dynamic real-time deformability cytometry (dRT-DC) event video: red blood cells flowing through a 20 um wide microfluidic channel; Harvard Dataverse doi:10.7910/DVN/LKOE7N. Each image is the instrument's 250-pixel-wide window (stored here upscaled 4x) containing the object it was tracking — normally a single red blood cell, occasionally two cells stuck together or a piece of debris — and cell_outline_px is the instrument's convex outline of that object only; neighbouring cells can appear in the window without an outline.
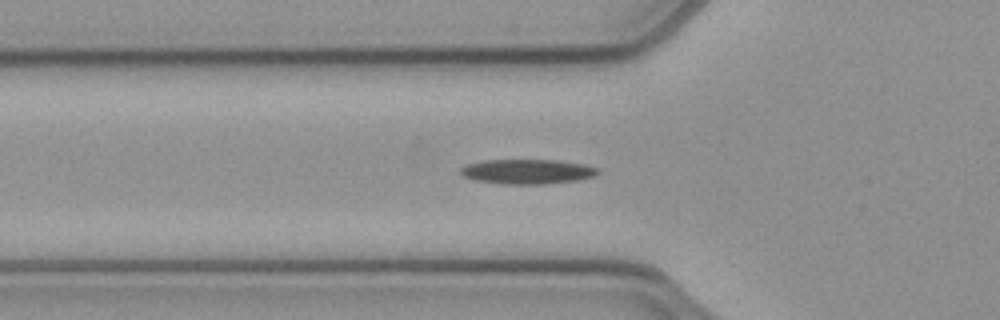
{"species": "common noctule bat (a hibernating species)", "species_latin": "Nyctalus noctula", "temperature_condition": "cold", "stored_images_in_passage": 44, "camera_frame_rate_fps": 3000, "um_per_image_px": 0.085, "animal": {"sex": "female", "body_mass_g": 21.9}, "frame": {"image": 1, "passage_image": 14, "time_ms": 4.333, "image_size_px": [1000, 320], "cell_outline_px": [[600, 172], [596, 176], [580, 180], [544, 184], [504, 184], [476, 180], [464, 176], [460, 172], [460, 168], [468, 164], [484, 160], [560, 160], [584, 164], [600, 168]], "centroid_in_image_um": [44.9, 14.58], "position_along_channel_um": 80.9, "area_um2": 19.94}}
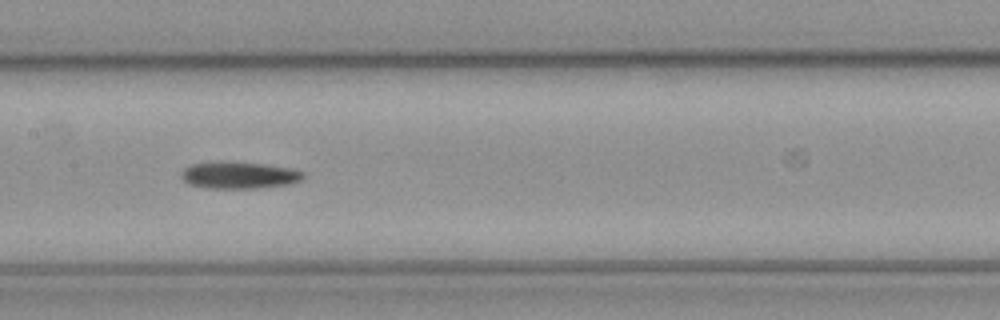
{"frame": {"image": 2, "passage_image": 22, "time_ms": 7.0, "image_size_px": [1000, 320], "cell_outline_px": [[304, 176], [300, 180], [288, 184], [256, 188], [208, 188], [188, 184], [180, 176], [180, 172], [188, 164], [212, 160], [228, 160], [292, 168], [304, 172]], "centroid_in_image_um": [20.23, 14.86], "position_along_channel_um": 187.2, "area_um2": 19.54}}
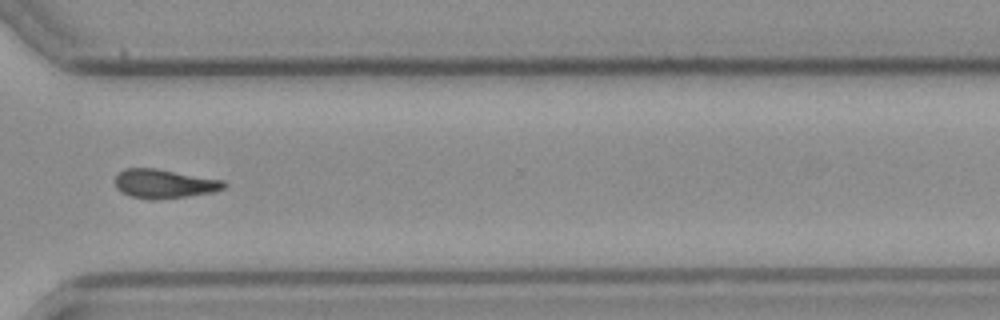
{"frame": {"image": 3, "passage_image": 35, "time_ms": 11.333, "image_size_px": [1000, 320], "cell_outline_px": [[228, 184], [224, 188], [212, 192], [188, 196], [132, 196], [116, 188], [116, 176], [124, 168], [156, 168], [224, 180]], "centroid_in_image_um": [14.02, 15.55], "position_along_channel_um": 356.6, "area_um2": 17.46}}